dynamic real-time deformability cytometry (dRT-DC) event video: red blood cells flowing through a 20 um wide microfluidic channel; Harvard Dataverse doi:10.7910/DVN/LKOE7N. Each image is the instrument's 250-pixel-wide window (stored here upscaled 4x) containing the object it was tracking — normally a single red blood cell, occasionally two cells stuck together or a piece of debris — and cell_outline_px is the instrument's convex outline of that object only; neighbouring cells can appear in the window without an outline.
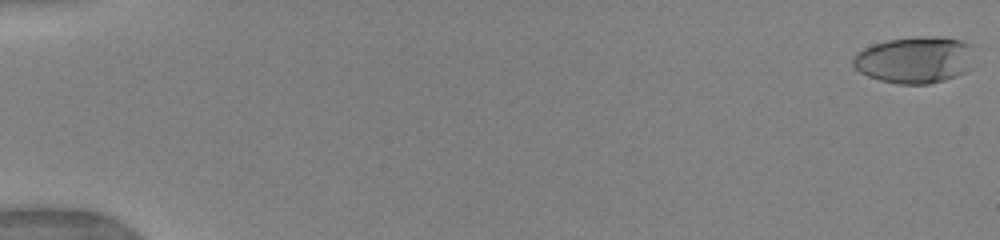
{"species": "human", "species_latin": "Homo sapiens", "temperature_condition": "warm", "stored_images_in_passage": 69, "camera_frame_rate_fps": 3000, "um_per_image_px": 0.085, "donor": {"sex": "female"}, "frame": {"image": 1, "passage_image": 1, "time_ms": 0.0, "image_size_px": [1000, 240], "cell_outline_px": [[976, 68], [956, 76], [944, 80], [928, 84], [900, 84], [880, 80], [868, 76], [852, 68], [852, 56], [856, 52], [864, 48], [888, 40], [920, 36], [936, 36], [960, 40], [972, 44], [976, 64]], "centroid_in_image_um": [77.83, 5.09], "position_along_channel_um": 7.2, "area_um2": 33.76}}
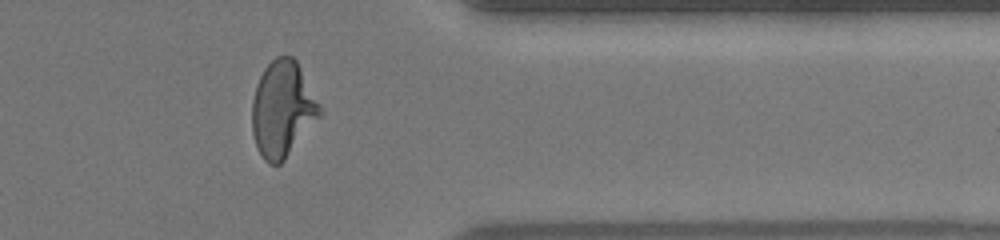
{"frame": {"image": 2, "passage_image": 56, "time_ms": 14.0, "image_size_px": [1000, 240], "cell_outline_px": [[324, 112], [284, 160], [280, 164], [268, 164], [264, 160], [256, 144], [252, 132], [252, 100], [256, 84], [264, 68], [276, 56], [292, 56], [296, 60], [320, 104]], "centroid_in_image_um": [24.02, 9.27], "position_along_channel_um": 387.4, "area_um2": 37.74}}
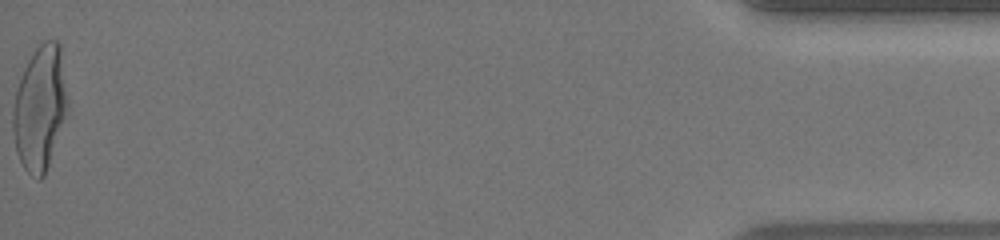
{"frame": {"image": 3, "passage_image": 68, "time_ms": 17.0, "image_size_px": [1000, 240], "cell_outline_px": [[68, 112], [44, 176], [40, 180], [36, 180], [24, 168], [16, 152], [12, 132], [12, 108], [16, 92], [24, 68], [28, 60], [36, 48], [44, 40], [56, 40], [60, 44], [68, 100]], "centroid_in_image_um": [3.4, 9.2], "position_along_channel_um": 431.8, "area_um2": 39.88}, "authors_computed_cell_mechanics": {"area_um2": 36.3562, "velocity_mm_per_s": 4.0488, "shape_relaxation_time_tau1_ms": 5.5359, "shape_relaxation_time_tau2_ms": 0.8801, "deformation_change_tau1": 0.2555, "deformation_change_tau2": 0.0836}}